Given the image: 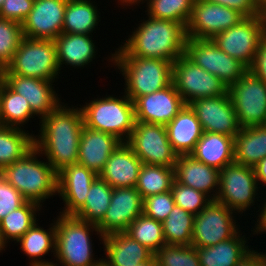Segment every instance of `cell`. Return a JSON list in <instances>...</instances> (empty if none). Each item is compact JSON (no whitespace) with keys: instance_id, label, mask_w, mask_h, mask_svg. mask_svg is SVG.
Instances as JSON below:
<instances>
[{"instance_id":"cell-1","label":"cell","mask_w":266,"mask_h":266,"mask_svg":"<svg viewBox=\"0 0 266 266\" xmlns=\"http://www.w3.org/2000/svg\"><path fill=\"white\" fill-rule=\"evenodd\" d=\"M63 103L40 120V134L34 136L35 148L47 158L56 172L77 164L79 141L84 126L80 108Z\"/></svg>"},{"instance_id":"cell-2","label":"cell","mask_w":266,"mask_h":266,"mask_svg":"<svg viewBox=\"0 0 266 266\" xmlns=\"http://www.w3.org/2000/svg\"><path fill=\"white\" fill-rule=\"evenodd\" d=\"M138 25L124 45L117 48L123 55L174 62L185 54L187 34L183 24L148 16Z\"/></svg>"},{"instance_id":"cell-3","label":"cell","mask_w":266,"mask_h":266,"mask_svg":"<svg viewBox=\"0 0 266 266\" xmlns=\"http://www.w3.org/2000/svg\"><path fill=\"white\" fill-rule=\"evenodd\" d=\"M41 156L34 147L24 157L4 167L0 174L22 196L42 206L46 199L57 195V172L45 161L37 159Z\"/></svg>"},{"instance_id":"cell-4","label":"cell","mask_w":266,"mask_h":266,"mask_svg":"<svg viewBox=\"0 0 266 266\" xmlns=\"http://www.w3.org/2000/svg\"><path fill=\"white\" fill-rule=\"evenodd\" d=\"M111 55L110 61L124 76V94L133 102L140 96L162 90L172 83L173 62L123 55L119 50Z\"/></svg>"},{"instance_id":"cell-5","label":"cell","mask_w":266,"mask_h":266,"mask_svg":"<svg viewBox=\"0 0 266 266\" xmlns=\"http://www.w3.org/2000/svg\"><path fill=\"white\" fill-rule=\"evenodd\" d=\"M56 223V261L62 266H100L102 259L93 258L90 232H97L102 241L103 236L97 225L89 223L74 215L60 213Z\"/></svg>"},{"instance_id":"cell-6","label":"cell","mask_w":266,"mask_h":266,"mask_svg":"<svg viewBox=\"0 0 266 266\" xmlns=\"http://www.w3.org/2000/svg\"><path fill=\"white\" fill-rule=\"evenodd\" d=\"M80 106L84 126L115 135L126 142L134 129V102L125 94L121 98L112 95L92 100Z\"/></svg>"},{"instance_id":"cell-7","label":"cell","mask_w":266,"mask_h":266,"mask_svg":"<svg viewBox=\"0 0 266 266\" xmlns=\"http://www.w3.org/2000/svg\"><path fill=\"white\" fill-rule=\"evenodd\" d=\"M54 40L23 37L11 63L0 74L55 81L60 74ZM59 73V74H58Z\"/></svg>"},{"instance_id":"cell-8","label":"cell","mask_w":266,"mask_h":266,"mask_svg":"<svg viewBox=\"0 0 266 266\" xmlns=\"http://www.w3.org/2000/svg\"><path fill=\"white\" fill-rule=\"evenodd\" d=\"M172 83L186 105L198 98L216 97L228 92L225 83L185 54L173 62Z\"/></svg>"},{"instance_id":"cell-9","label":"cell","mask_w":266,"mask_h":266,"mask_svg":"<svg viewBox=\"0 0 266 266\" xmlns=\"http://www.w3.org/2000/svg\"><path fill=\"white\" fill-rule=\"evenodd\" d=\"M126 144L143 164L174 167L178 154L168 140L166 125L137 122Z\"/></svg>"},{"instance_id":"cell-10","label":"cell","mask_w":266,"mask_h":266,"mask_svg":"<svg viewBox=\"0 0 266 266\" xmlns=\"http://www.w3.org/2000/svg\"><path fill=\"white\" fill-rule=\"evenodd\" d=\"M241 127L266 125V83L252 71L228 87Z\"/></svg>"},{"instance_id":"cell-11","label":"cell","mask_w":266,"mask_h":266,"mask_svg":"<svg viewBox=\"0 0 266 266\" xmlns=\"http://www.w3.org/2000/svg\"><path fill=\"white\" fill-rule=\"evenodd\" d=\"M264 36V20L261 15H257L244 17L231 28L214 36L212 40L223 52L250 68Z\"/></svg>"},{"instance_id":"cell-12","label":"cell","mask_w":266,"mask_h":266,"mask_svg":"<svg viewBox=\"0 0 266 266\" xmlns=\"http://www.w3.org/2000/svg\"><path fill=\"white\" fill-rule=\"evenodd\" d=\"M259 188L253 167L232 163L220 170L216 201L242 214L254 206Z\"/></svg>"},{"instance_id":"cell-13","label":"cell","mask_w":266,"mask_h":266,"mask_svg":"<svg viewBox=\"0 0 266 266\" xmlns=\"http://www.w3.org/2000/svg\"><path fill=\"white\" fill-rule=\"evenodd\" d=\"M185 55L229 87L249 70L241 61L219 49L212 39L187 38Z\"/></svg>"},{"instance_id":"cell-14","label":"cell","mask_w":266,"mask_h":266,"mask_svg":"<svg viewBox=\"0 0 266 266\" xmlns=\"http://www.w3.org/2000/svg\"><path fill=\"white\" fill-rule=\"evenodd\" d=\"M233 213L236 214L226 205L211 200L195 215L191 245L196 248L209 247L233 238L239 232Z\"/></svg>"},{"instance_id":"cell-15","label":"cell","mask_w":266,"mask_h":266,"mask_svg":"<svg viewBox=\"0 0 266 266\" xmlns=\"http://www.w3.org/2000/svg\"><path fill=\"white\" fill-rule=\"evenodd\" d=\"M244 16L238 11L212 2L195 0L186 25L187 38L212 39Z\"/></svg>"},{"instance_id":"cell-16","label":"cell","mask_w":266,"mask_h":266,"mask_svg":"<svg viewBox=\"0 0 266 266\" xmlns=\"http://www.w3.org/2000/svg\"><path fill=\"white\" fill-rule=\"evenodd\" d=\"M188 105L195 112L203 132L235 137L241 130L229 92L216 97L198 98Z\"/></svg>"},{"instance_id":"cell-17","label":"cell","mask_w":266,"mask_h":266,"mask_svg":"<svg viewBox=\"0 0 266 266\" xmlns=\"http://www.w3.org/2000/svg\"><path fill=\"white\" fill-rule=\"evenodd\" d=\"M142 213L143 199L135 187L113 188L110 205L97 227L103 237L126 232Z\"/></svg>"},{"instance_id":"cell-18","label":"cell","mask_w":266,"mask_h":266,"mask_svg":"<svg viewBox=\"0 0 266 266\" xmlns=\"http://www.w3.org/2000/svg\"><path fill=\"white\" fill-rule=\"evenodd\" d=\"M67 0H35L22 22L23 37L54 40L62 33Z\"/></svg>"},{"instance_id":"cell-19","label":"cell","mask_w":266,"mask_h":266,"mask_svg":"<svg viewBox=\"0 0 266 266\" xmlns=\"http://www.w3.org/2000/svg\"><path fill=\"white\" fill-rule=\"evenodd\" d=\"M0 79L15 93L27 99L32 112L39 119L46 117L62 102L53 89L54 81L19 76L16 74H0Z\"/></svg>"},{"instance_id":"cell-20","label":"cell","mask_w":266,"mask_h":266,"mask_svg":"<svg viewBox=\"0 0 266 266\" xmlns=\"http://www.w3.org/2000/svg\"><path fill=\"white\" fill-rule=\"evenodd\" d=\"M173 83L134 101L135 121L167 125L185 106Z\"/></svg>"},{"instance_id":"cell-21","label":"cell","mask_w":266,"mask_h":266,"mask_svg":"<svg viewBox=\"0 0 266 266\" xmlns=\"http://www.w3.org/2000/svg\"><path fill=\"white\" fill-rule=\"evenodd\" d=\"M98 177L80 164H71L57 172V193L62 197L64 215H74L85 203L88 191Z\"/></svg>"},{"instance_id":"cell-22","label":"cell","mask_w":266,"mask_h":266,"mask_svg":"<svg viewBox=\"0 0 266 266\" xmlns=\"http://www.w3.org/2000/svg\"><path fill=\"white\" fill-rule=\"evenodd\" d=\"M219 173L218 169L194 159L190 154L178 155L174 165L176 182L206 194L211 200H216L219 193Z\"/></svg>"},{"instance_id":"cell-23","label":"cell","mask_w":266,"mask_h":266,"mask_svg":"<svg viewBox=\"0 0 266 266\" xmlns=\"http://www.w3.org/2000/svg\"><path fill=\"white\" fill-rule=\"evenodd\" d=\"M122 143L115 135L83 126L77 164L97 173L102 171L111 153Z\"/></svg>"},{"instance_id":"cell-24","label":"cell","mask_w":266,"mask_h":266,"mask_svg":"<svg viewBox=\"0 0 266 266\" xmlns=\"http://www.w3.org/2000/svg\"><path fill=\"white\" fill-rule=\"evenodd\" d=\"M142 161L133 150L122 142L110 155L99 177L112 188L135 187Z\"/></svg>"},{"instance_id":"cell-25","label":"cell","mask_w":266,"mask_h":266,"mask_svg":"<svg viewBox=\"0 0 266 266\" xmlns=\"http://www.w3.org/2000/svg\"><path fill=\"white\" fill-rule=\"evenodd\" d=\"M102 241L107 256L102 258L105 266H136L154 256L153 252L126 232L109 234Z\"/></svg>"},{"instance_id":"cell-26","label":"cell","mask_w":266,"mask_h":266,"mask_svg":"<svg viewBox=\"0 0 266 266\" xmlns=\"http://www.w3.org/2000/svg\"><path fill=\"white\" fill-rule=\"evenodd\" d=\"M166 129L168 140L178 155H189L203 134L201 124L189 105L183 107Z\"/></svg>"},{"instance_id":"cell-27","label":"cell","mask_w":266,"mask_h":266,"mask_svg":"<svg viewBox=\"0 0 266 266\" xmlns=\"http://www.w3.org/2000/svg\"><path fill=\"white\" fill-rule=\"evenodd\" d=\"M190 155L220 171L225 166L234 163V137L203 132Z\"/></svg>"},{"instance_id":"cell-28","label":"cell","mask_w":266,"mask_h":266,"mask_svg":"<svg viewBox=\"0 0 266 266\" xmlns=\"http://www.w3.org/2000/svg\"><path fill=\"white\" fill-rule=\"evenodd\" d=\"M59 66L85 67L96 56L95 43L90 35L61 33L54 39Z\"/></svg>"},{"instance_id":"cell-29","label":"cell","mask_w":266,"mask_h":266,"mask_svg":"<svg viewBox=\"0 0 266 266\" xmlns=\"http://www.w3.org/2000/svg\"><path fill=\"white\" fill-rule=\"evenodd\" d=\"M266 157V125L241 127L234 137V163L254 167Z\"/></svg>"},{"instance_id":"cell-30","label":"cell","mask_w":266,"mask_h":266,"mask_svg":"<svg viewBox=\"0 0 266 266\" xmlns=\"http://www.w3.org/2000/svg\"><path fill=\"white\" fill-rule=\"evenodd\" d=\"M239 232L231 239L209 247H197L201 266H236L251 249L247 238Z\"/></svg>"},{"instance_id":"cell-31","label":"cell","mask_w":266,"mask_h":266,"mask_svg":"<svg viewBox=\"0 0 266 266\" xmlns=\"http://www.w3.org/2000/svg\"><path fill=\"white\" fill-rule=\"evenodd\" d=\"M52 227L44 229L39 227L37 221L34 225L17 241L20 243V249L31 258L30 266H53V261L48 262L41 259L47 253L56 254V223L53 221ZM49 231V232H48ZM39 258V259H38Z\"/></svg>"},{"instance_id":"cell-32","label":"cell","mask_w":266,"mask_h":266,"mask_svg":"<svg viewBox=\"0 0 266 266\" xmlns=\"http://www.w3.org/2000/svg\"><path fill=\"white\" fill-rule=\"evenodd\" d=\"M93 3L91 0H67L62 33L92 35L100 22V13Z\"/></svg>"},{"instance_id":"cell-33","label":"cell","mask_w":266,"mask_h":266,"mask_svg":"<svg viewBox=\"0 0 266 266\" xmlns=\"http://www.w3.org/2000/svg\"><path fill=\"white\" fill-rule=\"evenodd\" d=\"M34 147V134L0 125V171L24 157Z\"/></svg>"},{"instance_id":"cell-34","label":"cell","mask_w":266,"mask_h":266,"mask_svg":"<svg viewBox=\"0 0 266 266\" xmlns=\"http://www.w3.org/2000/svg\"><path fill=\"white\" fill-rule=\"evenodd\" d=\"M34 115L27 99L0 79V125L21 129Z\"/></svg>"},{"instance_id":"cell-35","label":"cell","mask_w":266,"mask_h":266,"mask_svg":"<svg viewBox=\"0 0 266 266\" xmlns=\"http://www.w3.org/2000/svg\"><path fill=\"white\" fill-rule=\"evenodd\" d=\"M41 208L39 204L27 201L23 206L6 215L0 221L2 242L6 245L11 240L18 241L38 221L36 213Z\"/></svg>"},{"instance_id":"cell-36","label":"cell","mask_w":266,"mask_h":266,"mask_svg":"<svg viewBox=\"0 0 266 266\" xmlns=\"http://www.w3.org/2000/svg\"><path fill=\"white\" fill-rule=\"evenodd\" d=\"M112 194L113 188L98 176L88 191L84 205L74 216L97 225L110 205Z\"/></svg>"},{"instance_id":"cell-37","label":"cell","mask_w":266,"mask_h":266,"mask_svg":"<svg viewBox=\"0 0 266 266\" xmlns=\"http://www.w3.org/2000/svg\"><path fill=\"white\" fill-rule=\"evenodd\" d=\"M174 167L143 164L135 186L142 199L171 191Z\"/></svg>"},{"instance_id":"cell-38","label":"cell","mask_w":266,"mask_h":266,"mask_svg":"<svg viewBox=\"0 0 266 266\" xmlns=\"http://www.w3.org/2000/svg\"><path fill=\"white\" fill-rule=\"evenodd\" d=\"M195 215L175 205L162 222L166 244L188 246L192 244Z\"/></svg>"},{"instance_id":"cell-39","label":"cell","mask_w":266,"mask_h":266,"mask_svg":"<svg viewBox=\"0 0 266 266\" xmlns=\"http://www.w3.org/2000/svg\"><path fill=\"white\" fill-rule=\"evenodd\" d=\"M126 233L154 254L166 244L162 223L144 213L129 225Z\"/></svg>"},{"instance_id":"cell-40","label":"cell","mask_w":266,"mask_h":266,"mask_svg":"<svg viewBox=\"0 0 266 266\" xmlns=\"http://www.w3.org/2000/svg\"><path fill=\"white\" fill-rule=\"evenodd\" d=\"M144 0H137L135 5ZM147 15L156 19L171 20L183 24L189 21L195 0H145Z\"/></svg>"},{"instance_id":"cell-41","label":"cell","mask_w":266,"mask_h":266,"mask_svg":"<svg viewBox=\"0 0 266 266\" xmlns=\"http://www.w3.org/2000/svg\"><path fill=\"white\" fill-rule=\"evenodd\" d=\"M158 266H201L196 247L165 244L155 254Z\"/></svg>"},{"instance_id":"cell-42","label":"cell","mask_w":266,"mask_h":266,"mask_svg":"<svg viewBox=\"0 0 266 266\" xmlns=\"http://www.w3.org/2000/svg\"><path fill=\"white\" fill-rule=\"evenodd\" d=\"M22 38L21 23L0 18V71L11 63Z\"/></svg>"},{"instance_id":"cell-43","label":"cell","mask_w":266,"mask_h":266,"mask_svg":"<svg viewBox=\"0 0 266 266\" xmlns=\"http://www.w3.org/2000/svg\"><path fill=\"white\" fill-rule=\"evenodd\" d=\"M171 192L175 205L194 215H197L211 202V199L206 194L182 185L175 180L173 181Z\"/></svg>"},{"instance_id":"cell-44","label":"cell","mask_w":266,"mask_h":266,"mask_svg":"<svg viewBox=\"0 0 266 266\" xmlns=\"http://www.w3.org/2000/svg\"><path fill=\"white\" fill-rule=\"evenodd\" d=\"M175 206L171 191L151 195L143 199V213L159 222H163Z\"/></svg>"},{"instance_id":"cell-45","label":"cell","mask_w":266,"mask_h":266,"mask_svg":"<svg viewBox=\"0 0 266 266\" xmlns=\"http://www.w3.org/2000/svg\"><path fill=\"white\" fill-rule=\"evenodd\" d=\"M26 202L22 194L0 174V221Z\"/></svg>"},{"instance_id":"cell-46","label":"cell","mask_w":266,"mask_h":266,"mask_svg":"<svg viewBox=\"0 0 266 266\" xmlns=\"http://www.w3.org/2000/svg\"><path fill=\"white\" fill-rule=\"evenodd\" d=\"M35 0H4L0 18L21 23L32 10Z\"/></svg>"},{"instance_id":"cell-47","label":"cell","mask_w":266,"mask_h":266,"mask_svg":"<svg viewBox=\"0 0 266 266\" xmlns=\"http://www.w3.org/2000/svg\"><path fill=\"white\" fill-rule=\"evenodd\" d=\"M238 11L244 17L260 15L257 0H204Z\"/></svg>"},{"instance_id":"cell-48","label":"cell","mask_w":266,"mask_h":266,"mask_svg":"<svg viewBox=\"0 0 266 266\" xmlns=\"http://www.w3.org/2000/svg\"><path fill=\"white\" fill-rule=\"evenodd\" d=\"M249 70L266 83V36L260 41L254 63Z\"/></svg>"},{"instance_id":"cell-49","label":"cell","mask_w":266,"mask_h":266,"mask_svg":"<svg viewBox=\"0 0 266 266\" xmlns=\"http://www.w3.org/2000/svg\"><path fill=\"white\" fill-rule=\"evenodd\" d=\"M250 250L236 266H264L266 264V252H259Z\"/></svg>"},{"instance_id":"cell-50","label":"cell","mask_w":266,"mask_h":266,"mask_svg":"<svg viewBox=\"0 0 266 266\" xmlns=\"http://www.w3.org/2000/svg\"><path fill=\"white\" fill-rule=\"evenodd\" d=\"M253 168L258 185L266 186V157L259 161Z\"/></svg>"},{"instance_id":"cell-51","label":"cell","mask_w":266,"mask_h":266,"mask_svg":"<svg viewBox=\"0 0 266 266\" xmlns=\"http://www.w3.org/2000/svg\"><path fill=\"white\" fill-rule=\"evenodd\" d=\"M265 203L262 204L263 206H261L260 210V214L258 215V219L257 222L255 224L256 227H254L255 229H253V234H257L258 233H262V232H266V201H264ZM262 210V211H261Z\"/></svg>"},{"instance_id":"cell-52","label":"cell","mask_w":266,"mask_h":266,"mask_svg":"<svg viewBox=\"0 0 266 266\" xmlns=\"http://www.w3.org/2000/svg\"><path fill=\"white\" fill-rule=\"evenodd\" d=\"M260 15L263 17L266 14V0H257Z\"/></svg>"},{"instance_id":"cell-53","label":"cell","mask_w":266,"mask_h":266,"mask_svg":"<svg viewBox=\"0 0 266 266\" xmlns=\"http://www.w3.org/2000/svg\"><path fill=\"white\" fill-rule=\"evenodd\" d=\"M136 266H158L156 257L153 256L150 260L137 264Z\"/></svg>"},{"instance_id":"cell-54","label":"cell","mask_w":266,"mask_h":266,"mask_svg":"<svg viewBox=\"0 0 266 266\" xmlns=\"http://www.w3.org/2000/svg\"><path fill=\"white\" fill-rule=\"evenodd\" d=\"M137 2V0H123V6H132V4L134 5Z\"/></svg>"},{"instance_id":"cell-55","label":"cell","mask_w":266,"mask_h":266,"mask_svg":"<svg viewBox=\"0 0 266 266\" xmlns=\"http://www.w3.org/2000/svg\"><path fill=\"white\" fill-rule=\"evenodd\" d=\"M6 245L2 242L1 236H0V252L4 249L5 250Z\"/></svg>"},{"instance_id":"cell-56","label":"cell","mask_w":266,"mask_h":266,"mask_svg":"<svg viewBox=\"0 0 266 266\" xmlns=\"http://www.w3.org/2000/svg\"><path fill=\"white\" fill-rule=\"evenodd\" d=\"M263 20H264V31L266 36V14L263 16Z\"/></svg>"},{"instance_id":"cell-57","label":"cell","mask_w":266,"mask_h":266,"mask_svg":"<svg viewBox=\"0 0 266 266\" xmlns=\"http://www.w3.org/2000/svg\"><path fill=\"white\" fill-rule=\"evenodd\" d=\"M3 2H4V0H0V9H1L2 5H3Z\"/></svg>"},{"instance_id":"cell-58","label":"cell","mask_w":266,"mask_h":266,"mask_svg":"<svg viewBox=\"0 0 266 266\" xmlns=\"http://www.w3.org/2000/svg\"><path fill=\"white\" fill-rule=\"evenodd\" d=\"M119 1H120V2H119ZM118 2L121 3L120 5H124V4H123V0H118Z\"/></svg>"},{"instance_id":"cell-59","label":"cell","mask_w":266,"mask_h":266,"mask_svg":"<svg viewBox=\"0 0 266 266\" xmlns=\"http://www.w3.org/2000/svg\"><path fill=\"white\" fill-rule=\"evenodd\" d=\"M57 265H59L57 262L53 264V266H57ZM59 266H60V265H59Z\"/></svg>"}]
</instances>
